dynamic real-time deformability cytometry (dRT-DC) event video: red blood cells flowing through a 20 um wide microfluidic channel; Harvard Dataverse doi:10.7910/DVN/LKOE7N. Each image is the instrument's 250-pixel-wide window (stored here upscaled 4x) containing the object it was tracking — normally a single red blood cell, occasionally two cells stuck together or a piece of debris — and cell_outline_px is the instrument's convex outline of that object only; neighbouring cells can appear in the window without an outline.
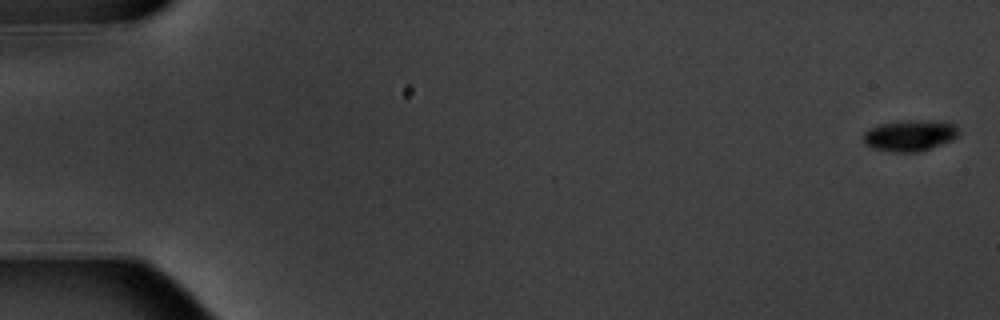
{"species": "common noctule bat (a hibernating species)", "species_latin": "Nyctalus noctula", "temperature_condition": "warm", "stored_images_in_passage": 12, "camera_frame_rate_fps": 3000, "um_per_image_px": 0.085, "animal": {"sex": "male", "body_mass_g": 20.1, "forearm_length_mm": 53.5}, "frame": {"image": 1, "passage_image": 1, "time_ms": 0.0, "image_size_px": [1000, 320], "cell_outline_px": [[960, 132], [952, 140], [916, 152], [892, 152], [872, 148], [864, 144], [864, 132], [868, 128], [880, 124], [900, 120], [948, 120], [956, 124]], "centroid_in_image_um": [77.35, 11.48], "position_along_channel_um": 7.6, "area_um2": 17.63}}
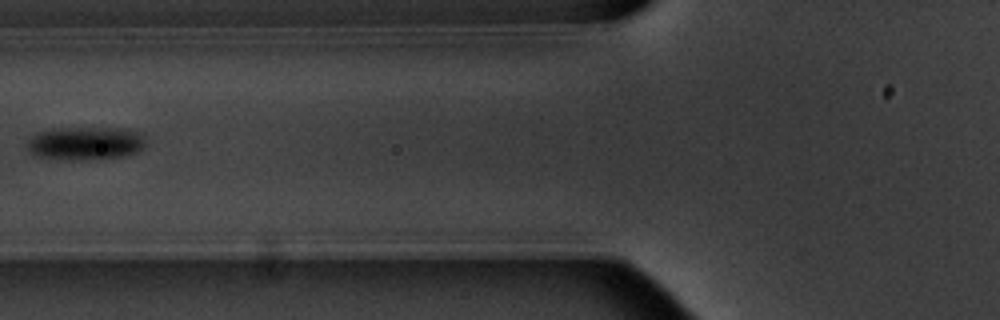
{"frame": {"image": 2, "passage_image": 7, "time_ms": 7.667, "image_size_px": [1000, 320], "cell_outline_px": [[144, 144], [136, 152], [124, 156], [88, 160], [64, 160], [36, 156], [28, 152], [28, 140], [36, 132], [60, 128], [128, 128], [140, 132], [144, 136]], "centroid_in_image_um": [7.24, 12.18], "position_along_channel_um": 118.6, "area_um2": 23.18}}
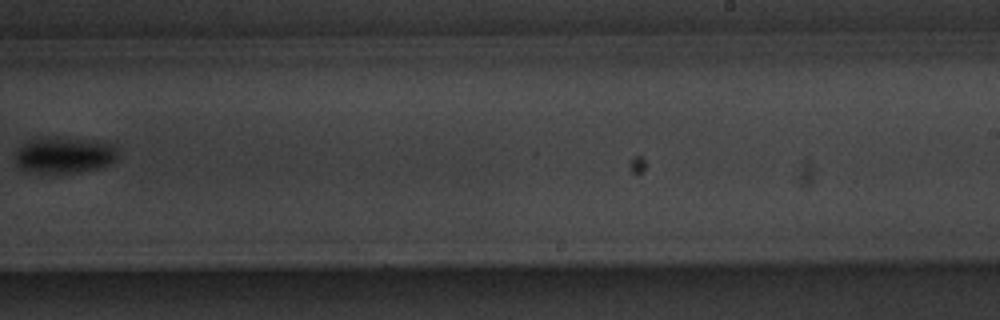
{"frame": {"image": 3, "passage_image": 11, "time_ms": 12.333, "image_size_px": [1000, 320], "cell_outline_px": [[116, 160], [112, 164], [100, 168], [76, 172], [36, 172], [20, 168], [16, 164], [16, 152], [24, 144], [36, 140], [52, 136], [96, 140], [116, 144]], "centroid_in_image_um": [5.55, 13.17], "position_along_channel_um": 283.4, "area_um2": 21.5}}